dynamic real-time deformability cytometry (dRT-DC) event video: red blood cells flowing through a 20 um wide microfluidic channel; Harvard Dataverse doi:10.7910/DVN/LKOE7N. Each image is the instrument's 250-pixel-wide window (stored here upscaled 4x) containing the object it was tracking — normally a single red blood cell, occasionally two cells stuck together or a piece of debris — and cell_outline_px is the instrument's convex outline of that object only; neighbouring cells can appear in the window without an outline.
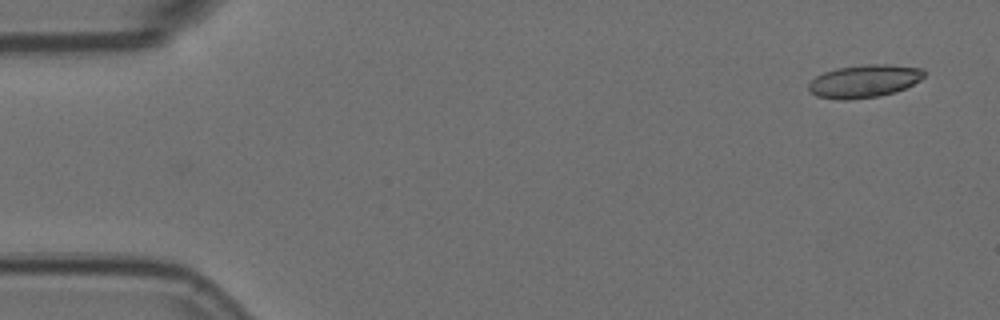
{"species": "Egyptian fruit bat (a non-hibernating species)", "species_latin": "Rousettus aegyptiacus", "temperature_condition": "room temperature", "stored_images_in_passage": 15, "segment_of_instrument_passage": [1, 2], "camera_frame_rate_fps": 3000, "um_per_image_px": 0.085, "animal": {"sex": "female"}, "frame": {"image": 1, "passage_image": 1, "time_ms": 0.0, "image_size_px": [1000, 320], "cell_outline_px": [[924, 76], [920, 80], [896, 92], [876, 96], [844, 100], [840, 100], [816, 96], [808, 88], [808, 84], [816, 76], [824, 72], [836, 68], [868, 64], [888, 64], [924, 68]], "centroid_in_image_um": [73.46, 6.88], "position_along_channel_um": 11.5, "area_um2": 21.96}}
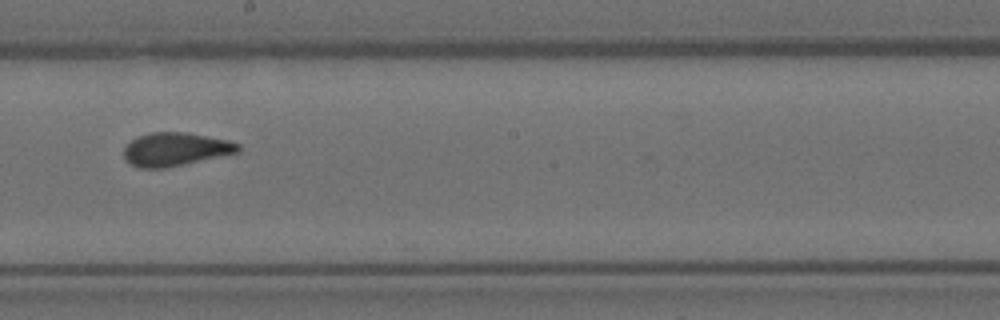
{"frame": {"image": 2, "passage_image": 8, "time_ms": 2.333, "image_size_px": [1000, 320], "cell_outline_px": [[240, 152], [164, 168], [140, 168], [132, 164], [124, 156], [124, 148], [136, 136], [152, 132], [184, 132], [228, 140], [240, 144]], "centroid_in_image_um": [14.92, 12.68], "position_along_channel_um": 233.3, "area_um2": 21.96}}
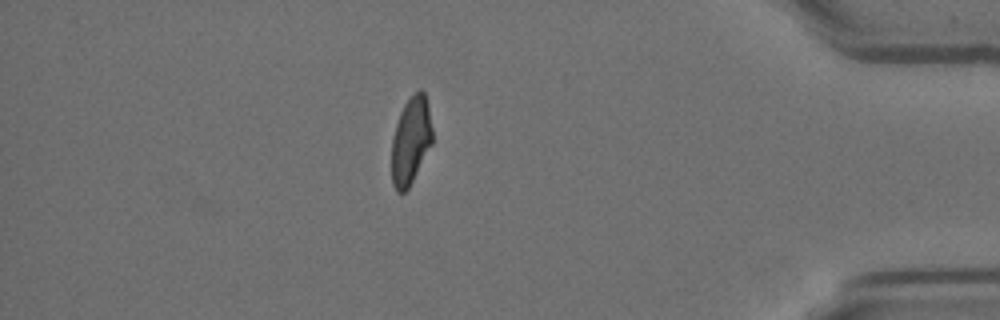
{"frame": {"image": 3, "passage_image": 13, "time_ms": 4.0, "image_size_px": [1000, 320], "cell_outline_px": [[432, 144], [408, 188], [404, 192], [396, 192], [392, 184], [392, 136], [400, 112], [404, 104], [420, 88], [424, 92], [428, 104], [432, 128]], "centroid_in_image_um": [34.91, 11.95], "position_along_channel_um": 400.3, "area_um2": 20.63}}